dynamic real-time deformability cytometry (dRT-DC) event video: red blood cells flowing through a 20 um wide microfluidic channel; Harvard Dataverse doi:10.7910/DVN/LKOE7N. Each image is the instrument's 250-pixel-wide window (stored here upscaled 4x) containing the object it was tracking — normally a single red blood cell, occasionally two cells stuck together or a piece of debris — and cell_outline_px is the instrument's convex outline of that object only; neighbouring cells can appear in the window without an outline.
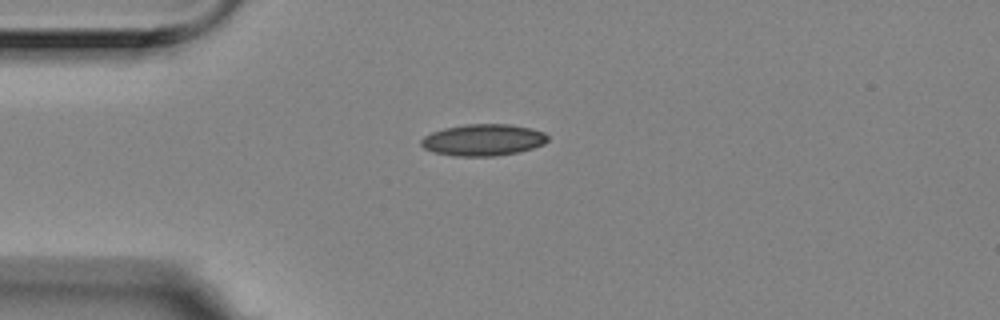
{"species": "Egyptian fruit bat (a non-hibernating species)", "species_latin": "Rousettus aegyptiacus", "temperature_condition": "room temperature", "stored_images_in_passage": 3, "camera_frame_rate_fps": 3000, "um_per_image_px": 0.085, "animal": {"sex": "female"}, "frame": {"image": 1, "passage_image": 1, "time_ms": 0.0, "image_size_px": [1000, 320], "cell_outline_px": [[548, 140], [544, 144], [520, 152], [496, 156], [452, 156], [432, 152], [424, 148], [420, 144], [420, 140], [424, 136], [432, 132], [444, 128], [464, 124], [508, 124], [532, 128], [544, 132], [548, 136]], "centroid_in_image_um": [41.06, 11.9], "position_along_channel_um": 43.9, "area_um2": 23.58}}
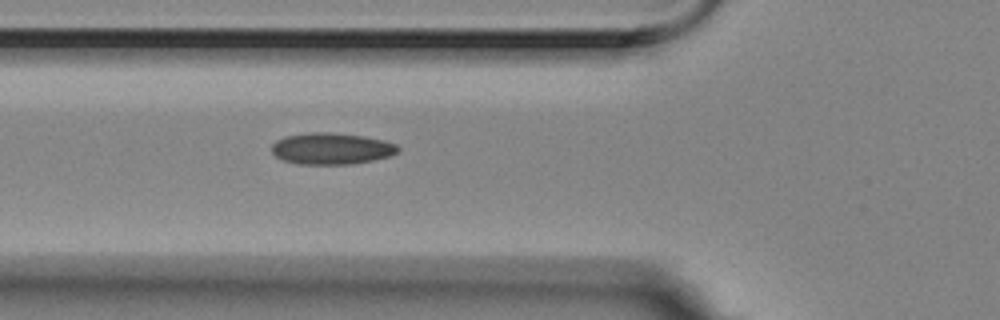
{"frame": {"image": 2, "passage_image": 3, "time_ms": 0.667, "image_size_px": [1000, 320], "cell_outline_px": [[400, 152], [392, 156], [352, 164], [300, 164], [284, 160], [276, 156], [272, 152], [272, 144], [276, 140], [284, 136], [308, 132], [332, 132], [364, 136], [384, 140], [396, 144], [400, 148]], "centroid_in_image_um": [28.21, 12.62], "position_along_channel_um": 97.6, "area_um2": 23.41}}